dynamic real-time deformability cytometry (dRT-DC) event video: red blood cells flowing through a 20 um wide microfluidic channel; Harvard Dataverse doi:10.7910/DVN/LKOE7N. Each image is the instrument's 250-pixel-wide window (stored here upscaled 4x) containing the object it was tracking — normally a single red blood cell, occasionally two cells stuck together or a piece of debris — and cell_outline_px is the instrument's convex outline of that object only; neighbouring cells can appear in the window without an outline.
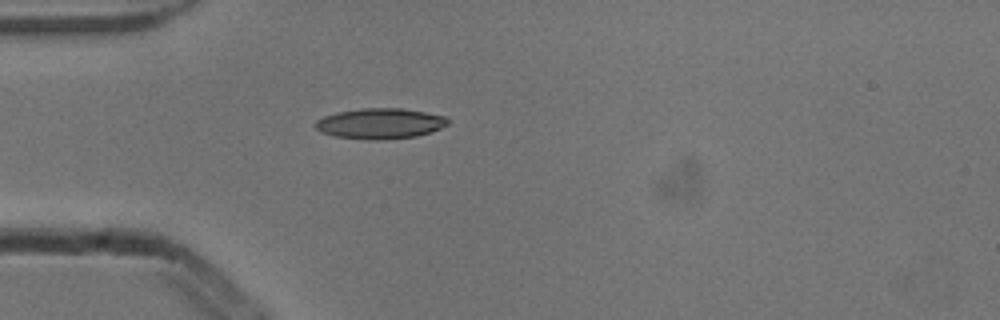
{"species": "common noctule bat (a hibernating species)", "species_latin": "Nyctalus noctula", "temperature_condition": "cold", "stored_images_in_passage": 2, "camera_frame_rate_fps": 3000, "um_per_image_px": 0.085, "animal": {"sex": "male", "body_mass_g": 13.3}, "frame": {"image": 1, "passage_image": 2, "time_ms": 0.333, "image_size_px": [1000, 320], "cell_outline_px": [[448, 124], [440, 128], [416, 136], [384, 140], [368, 140], [336, 136], [320, 132], [312, 124], [316, 120], [324, 116], [336, 112], [360, 108], [404, 108], [444, 116], [448, 120]], "centroid_in_image_um": [32.25, 10.5], "position_along_channel_um": 52.7, "area_um2": 23.64}}